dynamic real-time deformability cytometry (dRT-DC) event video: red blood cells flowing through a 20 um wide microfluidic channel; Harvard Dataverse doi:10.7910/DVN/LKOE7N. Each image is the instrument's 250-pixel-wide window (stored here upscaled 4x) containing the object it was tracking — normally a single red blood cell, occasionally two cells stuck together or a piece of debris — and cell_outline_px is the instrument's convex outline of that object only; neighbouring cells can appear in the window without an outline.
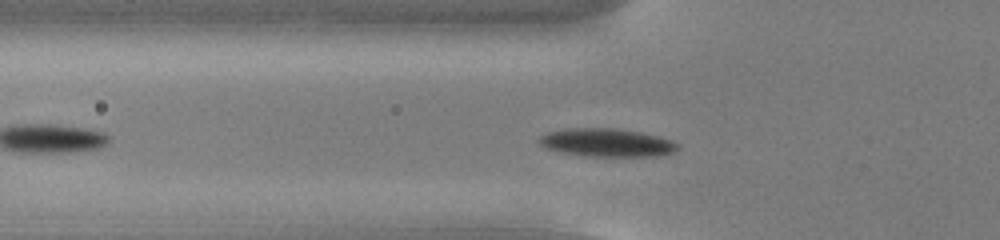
{"species": "common noctule bat (a hibernating species)", "species_latin": "Nyctalus noctula", "temperature_condition": "cold", "stored_images_in_passage": 42, "camera_frame_rate_fps": 3000, "um_per_image_px": 0.085, "animal": {"sex": "male", "body_mass_g": 13.0, "forearm_length_mm": 53.1}, "frame": {"image": 1, "passage_image": 9, "time_ms": 2.667, "image_size_px": [1000, 240], "cell_outline_px": [[680, 148], [672, 152], [656, 156], [588, 156], [560, 152], [544, 148], [536, 140], [540, 136], [548, 132], [564, 128], [616, 128], [640, 132], [672, 140], [680, 144]], "centroid_in_image_um": [51.54, 12.12], "position_along_channel_um": 74.3, "area_um2": 22.89}}
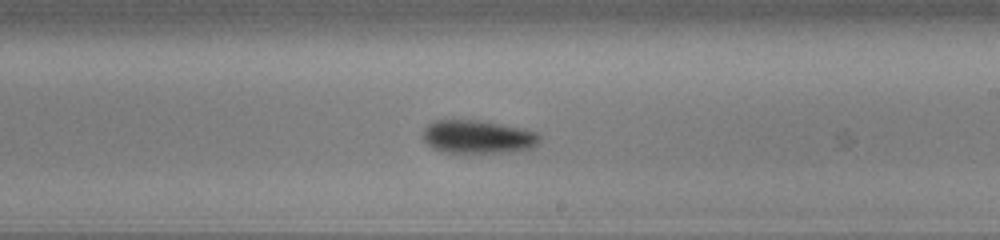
{"frame": {"image": 2, "passage_image": 23, "time_ms": 7.333, "image_size_px": [1000, 240], "cell_outline_px": [[540, 140], [532, 148], [516, 152], [440, 152], [432, 148], [424, 140], [424, 128], [428, 124], [436, 120], [484, 120], [520, 128], [536, 132], [540, 136]], "centroid_in_image_um": [40.62, 11.63], "position_along_channel_um": 248.4, "area_um2": 22.66}}
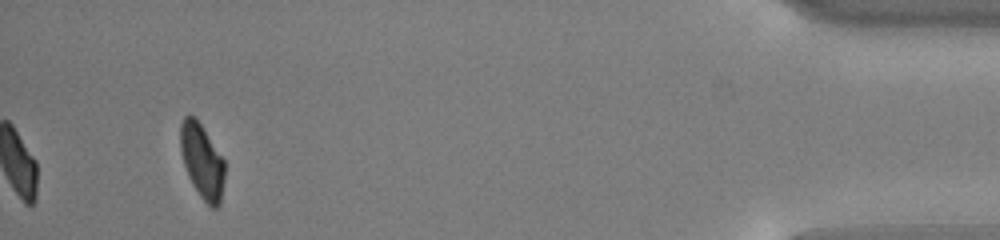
{"frame": {"image": 3, "passage_image": 42, "time_ms": 13.667, "image_size_px": [1000, 240], "cell_outline_px": [[224, 180], [220, 204], [216, 208], [212, 208], [200, 196], [192, 184], [188, 176], [184, 164], [180, 148], [180, 124], [184, 116], [192, 116], [200, 124], [224, 160]], "centroid_in_image_um": [17.16, 13.72], "position_along_channel_um": 418.0, "area_um2": 18.9}, "authors_computed_cell_mechanics": {"area_um2": 21.7328, "velocity_mm_per_s": 3.7404, "shape_relaxation_time_tau1_ms": 2.3346, "shape_relaxation_time_tau2_ms": null, "deformation_change_tau1": 0.0907, "deformation_change_tau2": null}}